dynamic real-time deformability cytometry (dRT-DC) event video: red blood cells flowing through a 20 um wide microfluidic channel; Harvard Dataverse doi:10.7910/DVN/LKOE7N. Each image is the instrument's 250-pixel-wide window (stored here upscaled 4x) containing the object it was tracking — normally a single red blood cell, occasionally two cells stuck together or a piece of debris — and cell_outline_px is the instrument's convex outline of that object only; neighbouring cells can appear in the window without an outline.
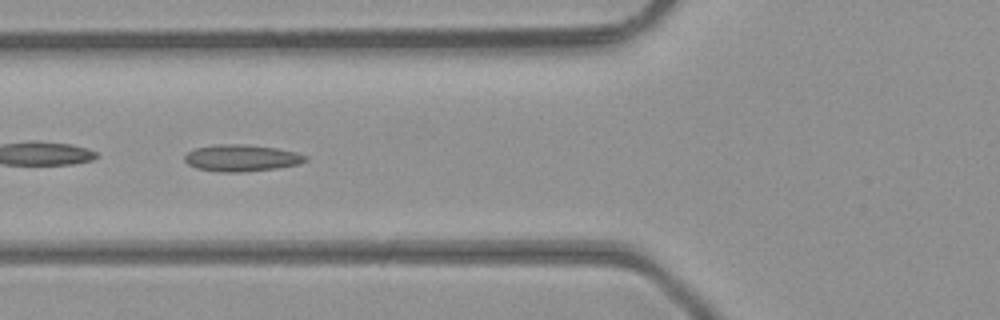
{"species": "common noctule bat (a hibernating species)", "species_latin": "Nyctalus noctula", "temperature_condition": "room temperature", "stored_images_in_passage": 6, "camera_frame_rate_fps": 3000, "um_per_image_px": 0.085, "animal": {"sex": "male", "body_mass_g": 23.1, "forearm_length_mm": 52.7}, "frame": {"image": 1, "passage_image": 6, "time_ms": 1.667, "image_size_px": [1000, 320], "cell_outline_px": [[308, 160], [300, 164], [276, 168], [240, 172], [220, 172], [196, 168], [188, 164], [184, 160], [184, 156], [188, 152], [196, 148], [216, 144], [244, 144], [276, 148], [296, 152], [308, 156]], "centroid_in_image_um": [20.54, 13.43], "position_along_channel_um": 105.3, "area_um2": 18.84}}